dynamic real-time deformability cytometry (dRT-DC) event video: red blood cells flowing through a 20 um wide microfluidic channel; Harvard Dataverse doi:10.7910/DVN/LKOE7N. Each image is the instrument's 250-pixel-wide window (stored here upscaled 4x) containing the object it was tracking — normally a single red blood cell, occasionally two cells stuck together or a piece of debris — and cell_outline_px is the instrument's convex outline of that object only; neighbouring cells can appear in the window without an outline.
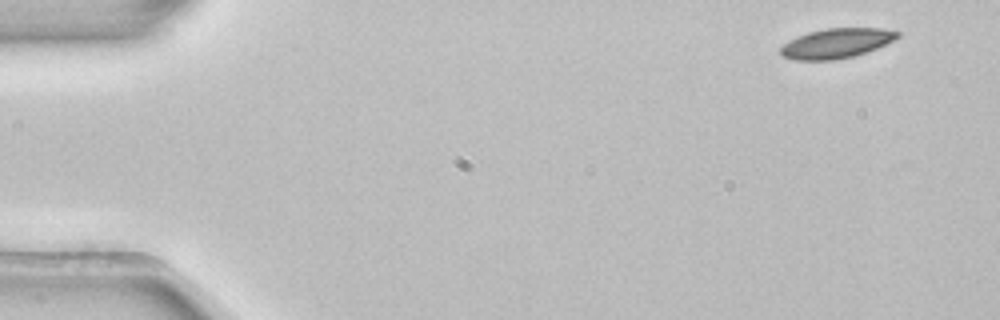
{"species": "common noctule bat (a hibernating species)", "species_latin": "Nyctalus noctula", "temperature_condition": "room temperature", "stored_images_in_passage": 5, "camera_frame_rate_fps": 3000, "um_per_image_px": 0.085, "animal": {"sex": "female", "body_mass_g": 22.7, "forearm_length_mm": 54.2}, "frame": {"image": 1, "passage_image": 1, "time_ms": 0.0, "image_size_px": [1000, 320], "cell_outline_px": [[900, 36], [876, 48], [852, 56], [836, 60], [796, 60], [784, 56], [780, 52], [780, 48], [788, 40], [796, 36], [808, 32], [828, 28], [884, 28], [900, 32]], "centroid_in_image_um": [71.07, 3.67], "position_along_channel_um": 13.9, "area_um2": 20.11}}